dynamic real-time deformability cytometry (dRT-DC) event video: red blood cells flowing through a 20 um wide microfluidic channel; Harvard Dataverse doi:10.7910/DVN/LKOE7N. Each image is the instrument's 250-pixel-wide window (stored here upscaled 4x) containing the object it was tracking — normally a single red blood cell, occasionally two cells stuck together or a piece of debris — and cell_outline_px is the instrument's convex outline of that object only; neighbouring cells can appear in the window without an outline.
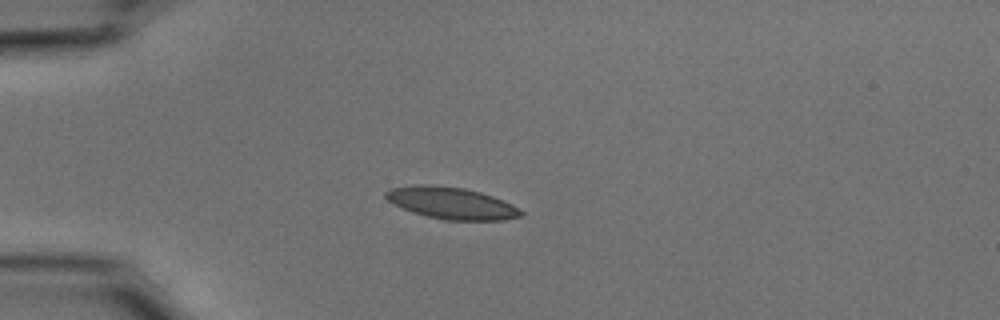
{"species": "common noctule bat (a hibernating species)", "species_latin": "Nyctalus noctula", "temperature_condition": "cold", "stored_images_in_passage": 41, "camera_frame_rate_fps": 3000, "um_per_image_px": 0.085, "animal": {"sex": "male", "body_mass_g": 15.6}, "frame": {"image": 1, "passage_image": 1, "time_ms": 0.0, "image_size_px": [1000, 320], "cell_outline_px": [[524, 216], [504, 220], [444, 220], [412, 212], [388, 200], [384, 196], [384, 192], [392, 188], [412, 184], [432, 184], [464, 188], [480, 192], [504, 200], [512, 204], [524, 212]], "centroid_in_image_um": [38.4, 17.25], "position_along_channel_um": 46.6, "area_um2": 25.14}}
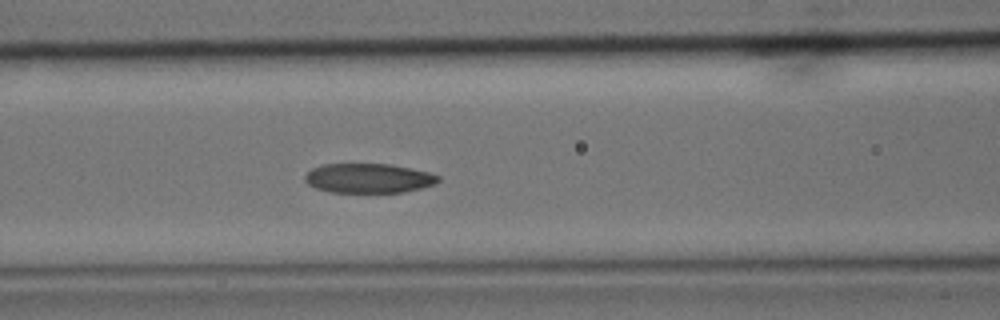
{"frame": {"image": 2, "passage_image": 10, "time_ms": 3.0, "image_size_px": [1000, 320], "cell_outline_px": [[440, 180], [436, 184], [404, 192], [332, 192], [316, 188], [308, 184], [304, 180], [304, 176], [312, 168], [320, 164], [388, 164], [428, 172], [440, 176]], "centroid_in_image_um": [31.31, 15.15], "position_along_channel_um": 135.3, "area_um2": 22.83}}
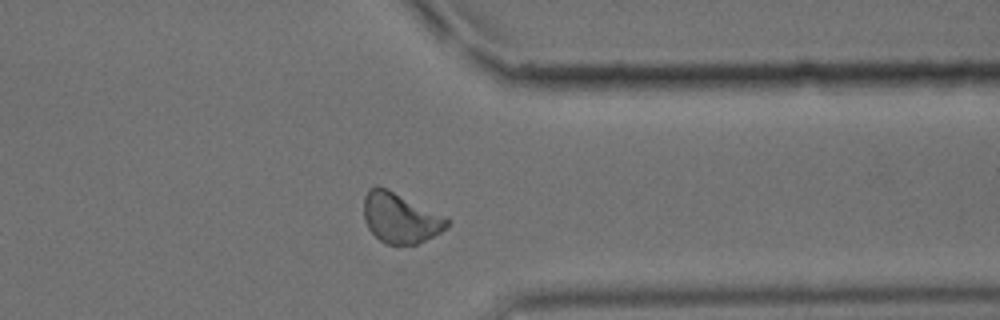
{"frame": {"image": 3, "passage_image": 30, "time_ms": 9.667, "image_size_px": [1000, 320], "cell_outline_px": [[448, 228], [416, 244], [388, 244], [380, 240], [368, 228], [364, 220], [364, 196], [368, 188], [384, 188], [448, 216]], "centroid_in_image_um": [34.04, 18.53], "position_along_channel_um": 377.4, "area_um2": 23.99}, "authors_computed_cell_mechanics": {"area_um2": 24.1604, "velocity_mm_per_s": 3.6676, "shape_relaxation_time_tau1_ms": 2.9418, "shape_relaxation_time_tau2_ms": 2.9822, "deformation_change_tau1": 0.1004, "deformation_change_tau2": 0.0768}}